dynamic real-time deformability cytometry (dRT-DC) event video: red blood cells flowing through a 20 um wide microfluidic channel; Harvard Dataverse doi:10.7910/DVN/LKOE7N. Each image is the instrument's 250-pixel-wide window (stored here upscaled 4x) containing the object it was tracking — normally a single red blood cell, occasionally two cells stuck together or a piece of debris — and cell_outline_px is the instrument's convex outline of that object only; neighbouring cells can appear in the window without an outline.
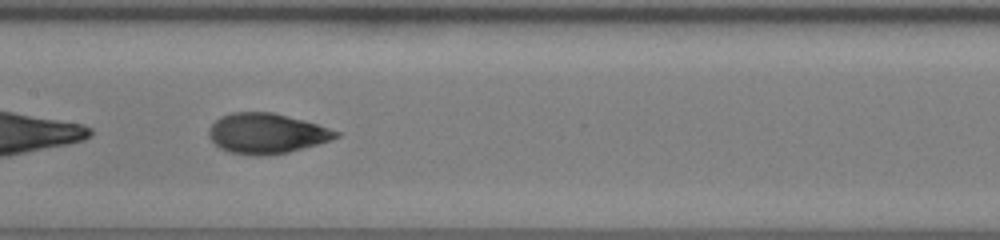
{"species": "human", "species_latin": "Homo sapiens", "temperature_condition": "room temperature", "stored_images_in_passage": 30, "camera_frame_rate_fps": 3000, "um_per_image_px": 0.085, "donor": {"sex": "female"}, "frame": {"image": 1, "passage_image": 9, "time_ms": 2.667, "image_size_px": [1000, 240], "cell_outline_px": [[340, 136], [316, 144], [288, 152], [260, 156], [256, 156], [228, 152], [220, 148], [208, 136], [208, 128], [220, 116], [232, 112], [272, 112], [304, 120], [340, 132]], "centroid_in_image_um": [22.61, 11.33], "position_along_channel_um": 184.8, "area_um2": 29.59}}
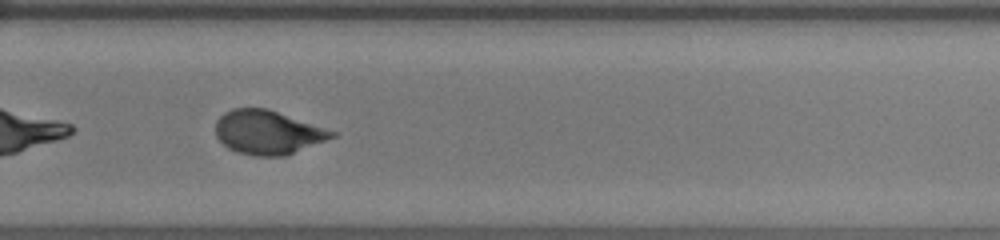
{"frame": {"image": 2, "passage_image": 18, "time_ms": 5.667, "image_size_px": [1000, 240], "cell_outline_px": [[336, 136], [284, 156], [252, 156], [236, 152], [228, 148], [216, 136], [216, 120], [224, 112], [232, 108], [268, 108], [336, 132]], "centroid_in_image_um": [22.72, 11.24], "position_along_channel_um": 307.1, "area_um2": 29.59}}